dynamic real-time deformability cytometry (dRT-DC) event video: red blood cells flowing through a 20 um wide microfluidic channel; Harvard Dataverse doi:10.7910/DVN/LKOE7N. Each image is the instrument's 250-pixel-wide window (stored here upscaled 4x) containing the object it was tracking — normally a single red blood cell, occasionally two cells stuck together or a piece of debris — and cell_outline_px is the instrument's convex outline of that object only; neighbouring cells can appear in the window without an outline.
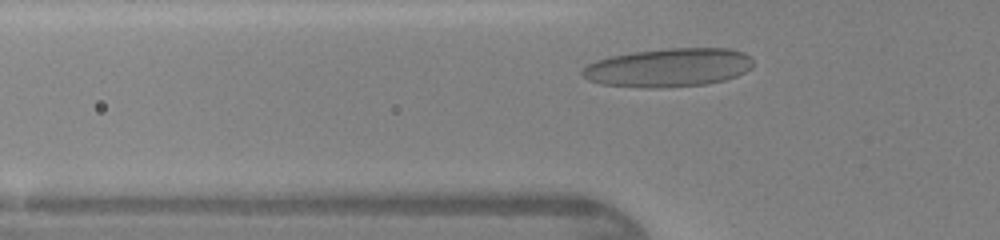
{"species": "human", "species_latin": "Homo sapiens", "temperature_condition": "warm", "stored_images_in_passage": 28, "camera_frame_rate_fps": 3000, "um_per_image_px": 0.085, "donor": {"sex": "female"}, "frame": {"image": 1, "passage_image": 5, "time_ms": 1.333, "image_size_px": [1000, 240], "cell_outline_px": [[752, 68], [736, 76], [724, 80], [704, 84], [656, 88], [644, 88], [600, 84], [588, 80], [580, 72], [588, 64], [596, 60], [612, 56], [632, 52], [668, 48], [732, 48], [744, 52], [752, 56]], "centroid_in_image_um": [56.84, 5.74], "position_along_channel_um": 69.0, "area_um2": 38.55}}
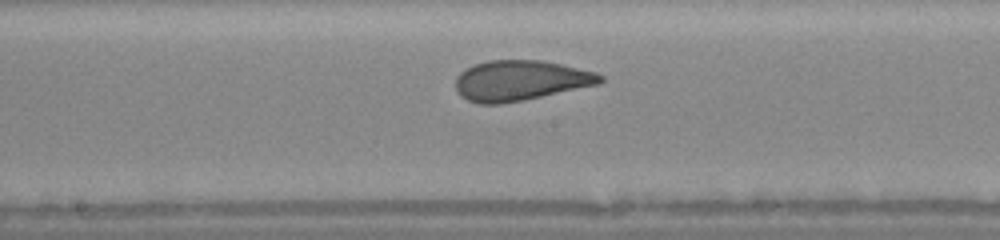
{"frame": {"image": 2, "passage_image": 14, "time_ms": 4.333, "image_size_px": [1000, 240], "cell_outline_px": [[604, 80], [600, 84], [524, 100], [500, 104], [480, 104], [468, 100], [460, 96], [456, 88], [456, 76], [460, 72], [472, 64], [488, 60], [540, 60], [560, 64], [596, 72], [604, 76]], "centroid_in_image_um": [44.22, 6.84], "position_along_channel_um": 204.0, "area_um2": 34.1}}
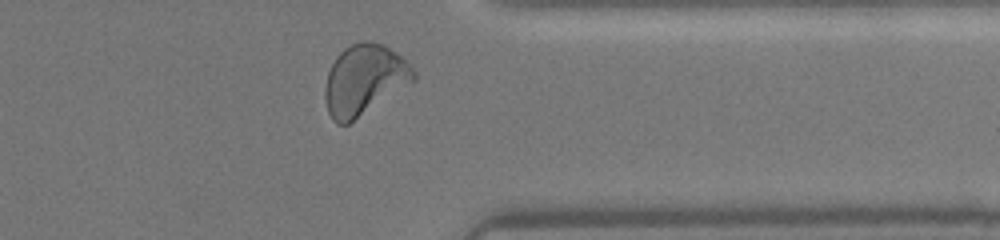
{"frame": {"image": 3, "passage_image": 26, "time_ms": 8.333, "image_size_px": [1000, 240], "cell_outline_px": [[416, 80], [348, 124], [336, 124], [332, 120], [328, 112], [324, 96], [324, 88], [328, 72], [336, 56], [344, 48], [360, 40], [372, 40], [384, 44], [396, 52], [416, 72]], "centroid_in_image_um": [30.95, 6.77], "position_along_channel_um": 380.5, "area_um2": 36.41}}